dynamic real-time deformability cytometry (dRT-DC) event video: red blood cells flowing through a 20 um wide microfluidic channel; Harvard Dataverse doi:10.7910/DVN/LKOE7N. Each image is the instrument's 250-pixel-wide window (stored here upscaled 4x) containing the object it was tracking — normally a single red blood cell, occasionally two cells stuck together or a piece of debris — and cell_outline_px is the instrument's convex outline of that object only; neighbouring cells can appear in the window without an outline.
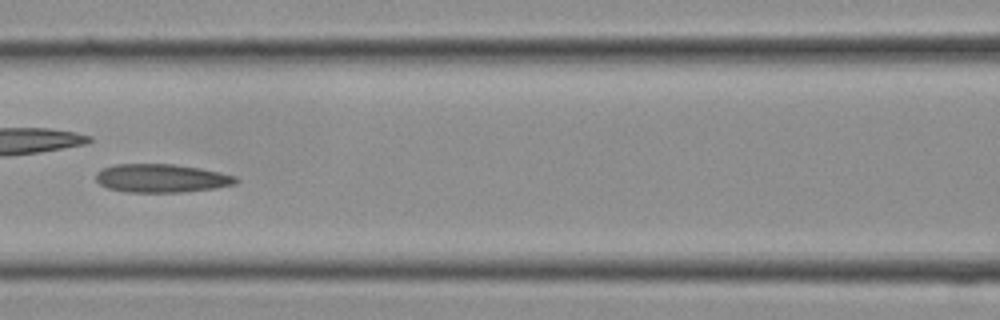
{"species": "Egyptian fruit bat (a non-hibernating species)", "species_latin": "Rousettus aegyptiacus", "temperature_condition": "cold", "stored_images_in_passage": 7, "camera_frame_rate_fps": 3000, "um_per_image_px": 0.085, "frame": {"image": 1, "passage_image": 6, "time_ms": 1.667, "image_size_px": [1000, 320], "cell_outline_px": [[236, 180], [232, 184], [212, 188], [172, 192], [136, 192], [112, 188], [100, 184], [96, 180], [96, 176], [104, 168], [120, 164], [172, 164], [196, 168], [216, 172], [232, 176]], "centroid_in_image_um": [13.66, 15.14], "position_along_channel_um": 152.9, "area_um2": 21.96}}